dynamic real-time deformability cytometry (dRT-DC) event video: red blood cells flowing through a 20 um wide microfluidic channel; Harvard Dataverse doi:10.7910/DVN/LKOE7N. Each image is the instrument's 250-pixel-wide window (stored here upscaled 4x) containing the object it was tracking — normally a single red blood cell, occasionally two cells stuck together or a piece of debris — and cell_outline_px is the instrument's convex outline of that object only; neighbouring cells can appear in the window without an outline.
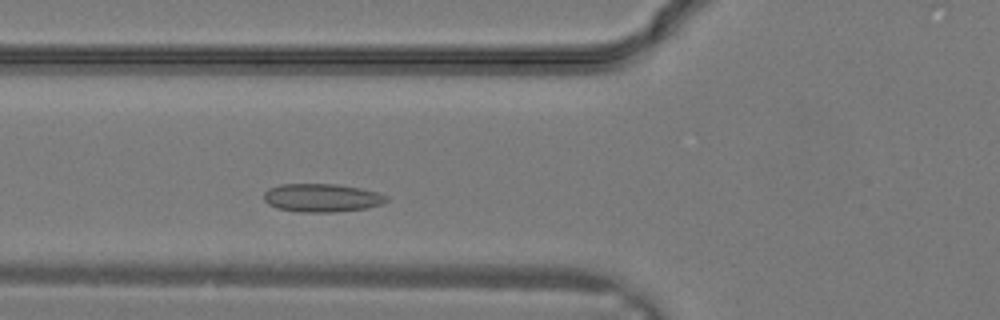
{"species": "common noctule bat (a hibernating species)", "species_latin": "Nyctalus noctula", "temperature_condition": "warm", "stored_images_in_passage": 19, "camera_frame_rate_fps": 3000, "um_per_image_px": 0.085, "animal": {"sex": "male", "body_mass_g": 19.2, "forearm_length_mm": 51.8}, "frame": {"image": 1, "passage_image": 4, "time_ms": 1.0, "image_size_px": [1000, 320], "cell_outline_px": [[388, 200], [384, 204], [364, 208], [336, 212], [300, 212], [276, 208], [268, 204], [264, 200], [264, 192], [268, 188], [280, 184], [336, 184], [360, 188], [376, 192], [388, 196]], "centroid_in_image_um": [27.34, 16.81], "position_along_channel_um": 98.5, "area_um2": 20.29}}
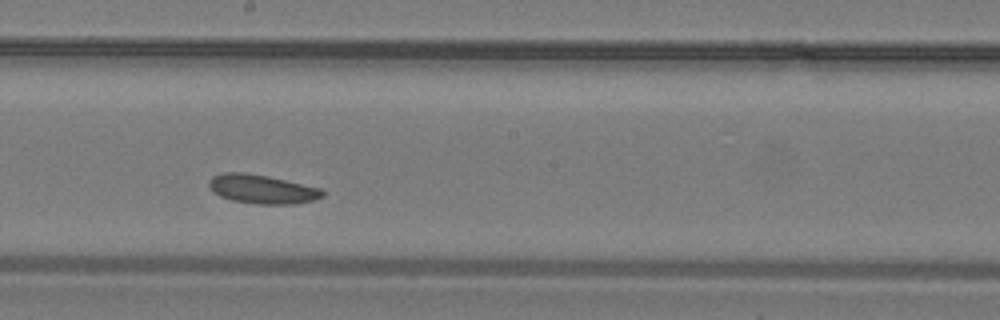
{"frame": {"image": 2, "passage_image": 10, "time_ms": 3.0, "image_size_px": [1000, 320], "cell_outline_px": [[324, 196], [312, 200], [296, 204], [260, 204], [232, 200], [220, 196], [208, 184], [208, 180], [212, 176], [224, 172], [244, 172], [268, 176], [320, 188], [324, 192]], "centroid_in_image_um": [22.27, 16.07], "position_along_channel_um": 225.9, "area_um2": 18.96}}
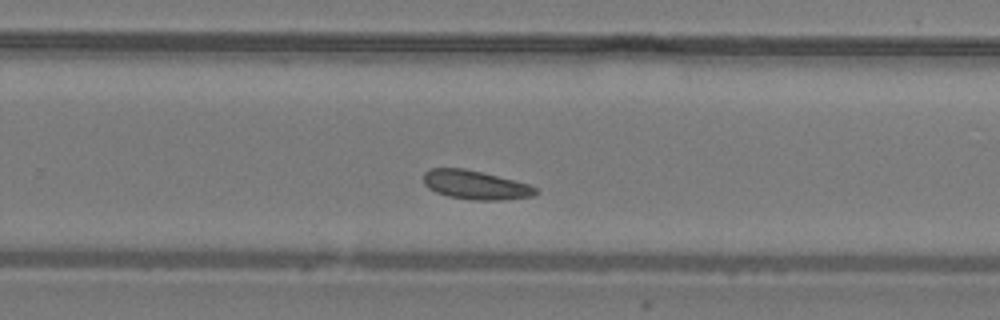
{"frame": {"image": 3, "passage_image": 13, "time_ms": 4.0, "image_size_px": [1000, 320], "cell_outline_px": [[540, 192], [532, 196], [504, 200], [472, 200], [448, 196], [436, 192], [428, 188], [424, 184], [424, 172], [428, 168], [464, 168], [528, 184], [540, 188]], "centroid_in_image_um": [40.42, 15.73], "position_along_channel_um": 289.4, "area_um2": 18.9}}